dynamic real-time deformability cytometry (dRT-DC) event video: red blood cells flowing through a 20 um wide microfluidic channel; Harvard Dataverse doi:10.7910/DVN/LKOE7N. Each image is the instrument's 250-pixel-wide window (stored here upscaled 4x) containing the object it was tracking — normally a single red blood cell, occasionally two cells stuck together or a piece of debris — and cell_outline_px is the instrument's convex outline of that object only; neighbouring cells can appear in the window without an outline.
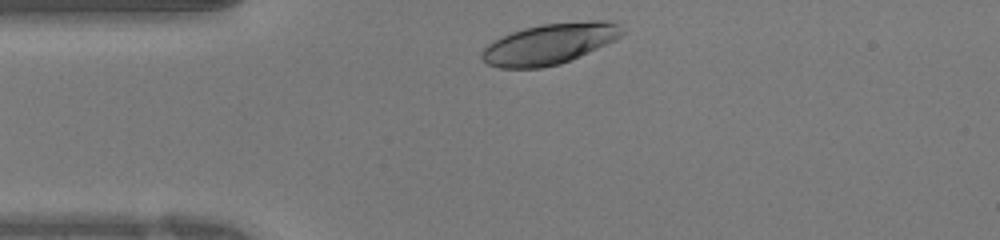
{"species": "human", "species_latin": "Homo sapiens", "temperature_condition": "warm", "stored_images_in_passage": 25, "camera_frame_rate_fps": 3000, "um_per_image_px": 0.085, "donor": {"sex": "female"}, "frame": {"image": 1, "passage_image": 1, "time_ms": 0.0, "image_size_px": [1000, 240], "cell_outline_px": [[624, 32], [616, 40], [580, 56], [560, 64], [540, 68], [500, 68], [488, 64], [480, 56], [480, 52], [488, 44], [512, 32], [524, 28], [540, 24], [588, 20], [608, 20], [620, 24]], "centroid_in_image_um": [46.75, 3.71], "position_along_channel_um": 38.3, "area_um2": 33.41}}
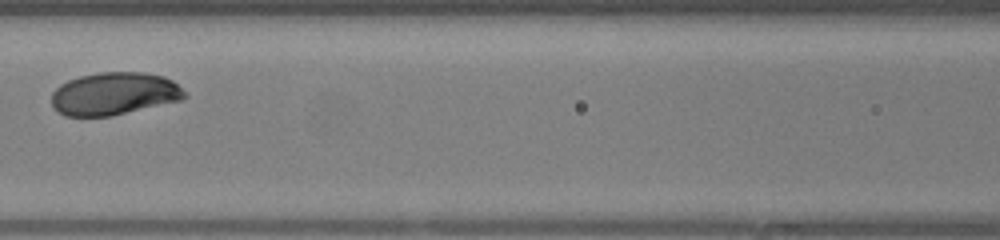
{"frame": {"image": 2, "passage_image": 10, "time_ms": 3.0, "image_size_px": [1000, 240], "cell_outline_px": [[188, 96], [184, 100], [112, 116], [64, 116], [56, 112], [52, 108], [52, 92], [60, 84], [68, 80], [80, 76], [100, 72], [144, 72], [164, 76], [172, 80]], "centroid_in_image_um": [9.7, 7.97], "position_along_channel_um": 156.9, "area_um2": 33.47}}
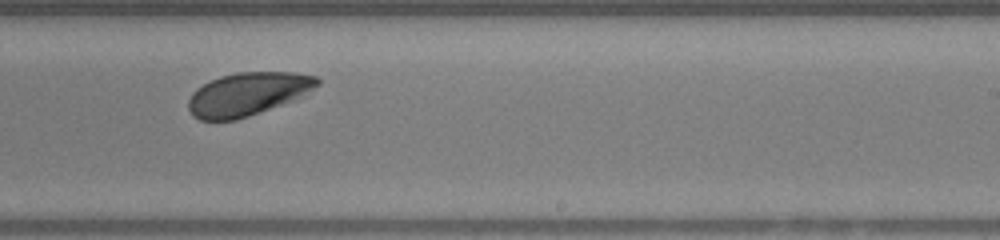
{"frame": {"image": 3, "passage_image": 17, "time_ms": 5.333, "image_size_px": [1000, 240], "cell_outline_px": [[320, 84], [280, 104], [248, 116], [236, 120], [200, 120], [192, 116], [188, 108], [188, 100], [192, 92], [196, 88], [220, 76], [236, 72], [296, 72], [316, 76], [320, 80]], "centroid_in_image_um": [20.97, 7.98], "position_along_channel_um": 268.0, "area_um2": 31.79}}